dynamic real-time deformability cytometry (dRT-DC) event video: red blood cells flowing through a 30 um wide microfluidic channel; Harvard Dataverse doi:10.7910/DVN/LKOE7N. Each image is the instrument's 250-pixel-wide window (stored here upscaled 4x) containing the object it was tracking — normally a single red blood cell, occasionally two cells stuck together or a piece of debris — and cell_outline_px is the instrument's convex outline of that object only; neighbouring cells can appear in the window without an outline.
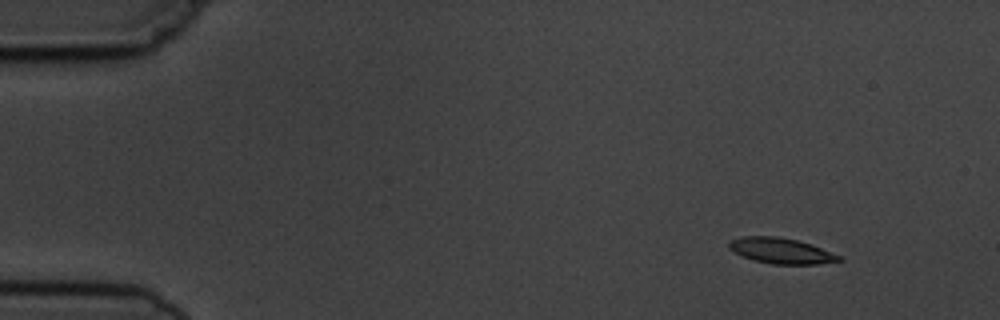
{"species": "common noctule bat (a hibernating species)", "species_latin": "Nyctalus noctula", "temperature_condition": "cold", "stored_images_in_passage": 5, "camera_frame_rate_fps": 3000, "um_per_image_px": 0.085, "animal": {"sex": "male", "body_mass_g": 19.5, "forearm_length_mm": 54.6}, "frame": {"image": 1, "passage_image": 1, "time_ms": 0.0, "image_size_px": [1000, 320], "cell_outline_px": [[844, 260], [816, 264], [772, 264], [756, 260], [744, 256], [728, 248], [728, 244], [732, 240], [744, 236], [776, 236], [796, 240], [812, 244], [840, 256]], "centroid_in_image_um": [66.42, 21.31], "position_along_channel_um": 18.6, "area_um2": 16.13}}
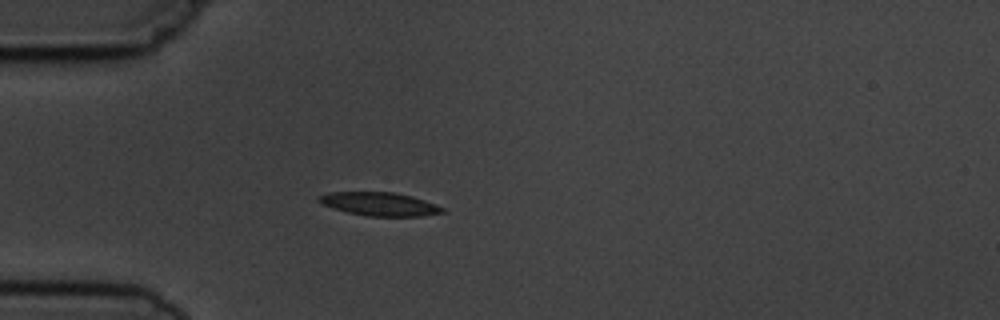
{"frame": {"image": 2, "passage_image": 4, "time_ms": 3.333, "image_size_px": [1000, 320], "cell_outline_px": [[444, 212], [420, 216], [368, 216], [348, 212], [332, 208], [320, 204], [316, 200], [316, 196], [328, 192], [392, 192], [412, 196], [436, 204], [444, 208]], "centroid_in_image_um": [32.2, 17.33], "position_along_channel_um": 52.8, "area_um2": 16.94}}